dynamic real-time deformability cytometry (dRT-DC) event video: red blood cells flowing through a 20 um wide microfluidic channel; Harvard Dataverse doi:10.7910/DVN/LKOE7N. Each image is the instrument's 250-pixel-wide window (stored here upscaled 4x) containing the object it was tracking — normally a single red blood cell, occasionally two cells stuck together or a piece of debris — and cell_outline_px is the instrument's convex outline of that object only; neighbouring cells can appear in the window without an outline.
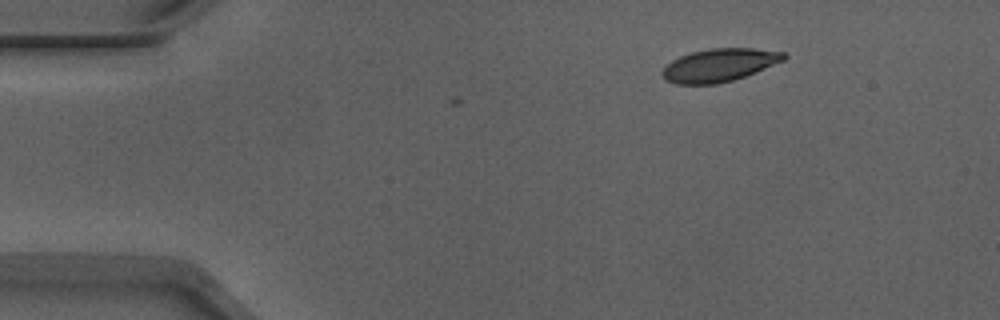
{"species": "Egyptian fruit bat (a non-hibernating species)", "species_latin": "Rousettus aegyptiacus", "temperature_condition": "warm", "stored_images_in_passage": 3, "camera_frame_rate_fps": 3000, "um_per_image_px": 0.085, "animal": {"sex": "male"}, "frame": {"image": 1, "passage_image": 1, "time_ms": 0.0, "image_size_px": [1000, 320], "cell_outline_px": [[788, 56], [784, 60], [756, 72], [732, 80], [716, 84], [676, 84], [664, 80], [660, 72], [672, 60], [680, 56], [692, 52], [712, 48], [752, 48], [784, 52]], "centroid_in_image_um": [61.13, 5.54], "position_along_channel_um": 23.9, "area_um2": 23.29}}